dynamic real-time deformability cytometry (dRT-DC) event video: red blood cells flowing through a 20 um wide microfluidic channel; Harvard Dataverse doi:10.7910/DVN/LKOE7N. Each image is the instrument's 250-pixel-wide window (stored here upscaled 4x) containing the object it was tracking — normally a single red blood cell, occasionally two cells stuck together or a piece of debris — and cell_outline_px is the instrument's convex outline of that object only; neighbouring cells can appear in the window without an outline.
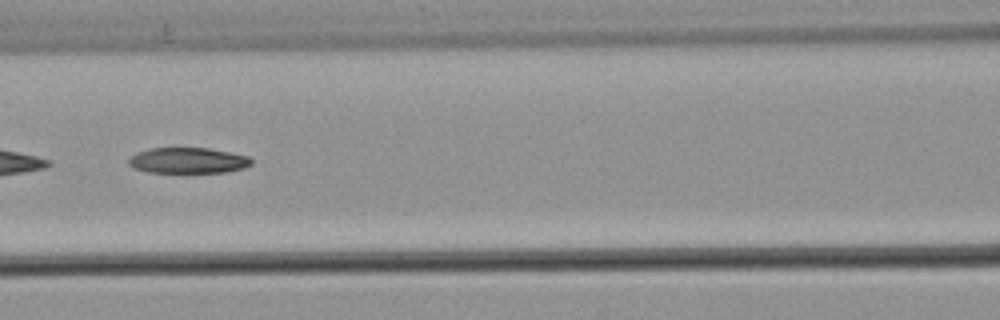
{"species": "common noctule bat (a hibernating species)", "species_latin": "Nyctalus noctula", "temperature_condition": "warm", "stored_images_in_passage": 8, "camera_frame_rate_fps": 3000, "um_per_image_px": 0.085, "animal": {"sex": "male", "body_mass_g": 21.5, "forearm_length_mm": 52.0}, "frame": {"image": 1, "passage_image": 6, "time_ms": 1.667, "image_size_px": [1000, 320], "cell_outline_px": [[252, 164], [244, 168], [224, 172], [148, 172], [132, 168], [128, 164], [128, 156], [136, 152], [152, 148], [208, 148], [248, 156], [252, 160]], "centroid_in_image_um": [15.92, 13.64], "position_along_channel_um": 150.7, "area_um2": 18.44}}